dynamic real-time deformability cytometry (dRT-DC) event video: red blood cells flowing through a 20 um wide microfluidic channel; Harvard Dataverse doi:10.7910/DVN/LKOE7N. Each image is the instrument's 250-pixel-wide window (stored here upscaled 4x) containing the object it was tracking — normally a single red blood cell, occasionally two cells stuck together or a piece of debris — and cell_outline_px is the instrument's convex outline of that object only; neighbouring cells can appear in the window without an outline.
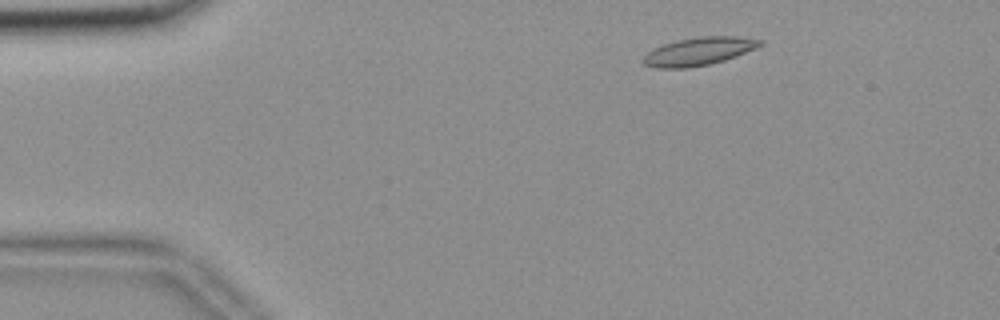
{"species": "common noctule bat (a hibernating species)", "species_latin": "Nyctalus noctula", "temperature_condition": "room temperature", "stored_images_in_passage": 52, "camera_frame_rate_fps": 3000, "um_per_image_px": 0.085, "animal": {"sex": "female", "body_mass_g": 18.4}, "frame": {"image": 1, "passage_image": 5, "time_ms": 1.333, "image_size_px": [1000, 320], "cell_outline_px": [[764, 44], [756, 48], [736, 56], [724, 60], [708, 64], [688, 68], [656, 68], [644, 64], [640, 60], [652, 48], [676, 40], [700, 36], [736, 36], [764, 40]], "centroid_in_image_um": [59.39, 4.36], "position_along_channel_um": 25.6, "area_um2": 19.19}}
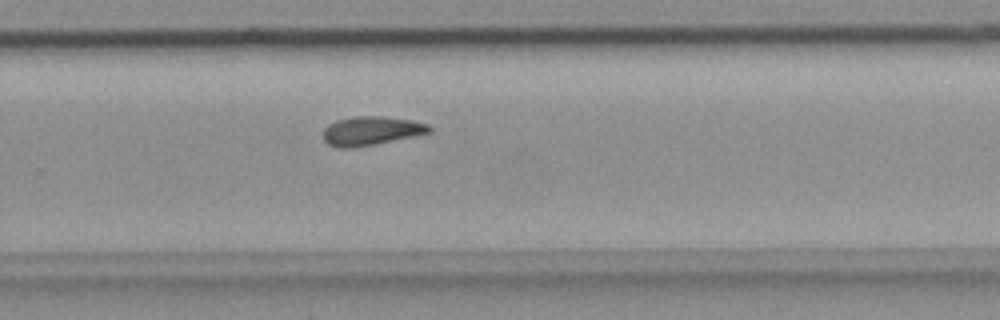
{"frame": {"image": 2, "passage_image": 33, "time_ms": 10.667, "image_size_px": [1000, 320], "cell_outline_px": [[432, 132], [376, 144], [356, 148], [340, 148], [328, 144], [324, 140], [324, 128], [328, 124], [336, 120], [356, 116], [384, 116], [412, 120], [428, 124], [432, 128]], "centroid_in_image_um": [31.55, 11.12], "position_along_channel_um": 298.2, "area_um2": 17.98}}
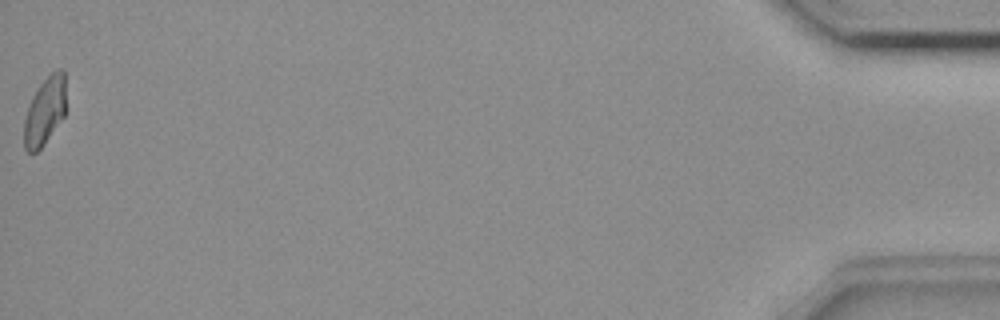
{"frame": {"image": 3, "passage_image": 52, "time_ms": 17.0, "image_size_px": [1000, 320], "cell_outline_px": [[64, 116], [44, 144], [36, 152], [28, 152], [24, 148], [24, 120], [32, 96], [40, 84], [56, 68], [64, 68]], "centroid_in_image_um": [3.79, 9.44], "position_along_channel_um": 431.4, "area_um2": 16.3}}